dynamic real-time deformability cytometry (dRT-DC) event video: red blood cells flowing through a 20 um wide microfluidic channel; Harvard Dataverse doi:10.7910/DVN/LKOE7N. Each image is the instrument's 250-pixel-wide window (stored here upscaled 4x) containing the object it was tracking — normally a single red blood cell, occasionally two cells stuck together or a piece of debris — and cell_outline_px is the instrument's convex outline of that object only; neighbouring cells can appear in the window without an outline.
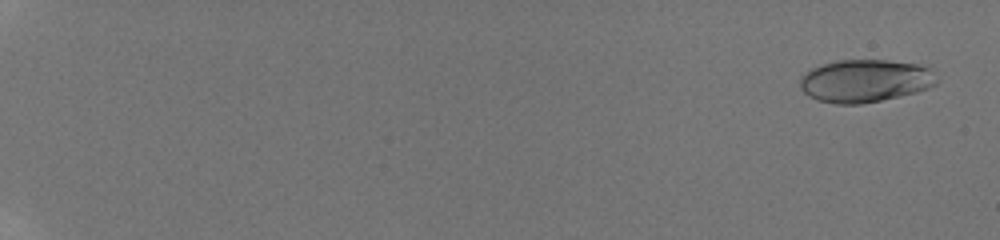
{"species": "human", "species_latin": "Homo sapiens", "temperature_condition": "room temperature", "stored_images_in_passage": 20, "camera_frame_rate_fps": 3000, "um_per_image_px": 0.085, "donor": {"sex": "male"}, "frame": {"image": 1, "passage_image": 2, "time_ms": 0.667, "image_size_px": [1000, 240], "cell_outline_px": [[940, 80], [936, 84], [928, 88], [916, 92], [900, 96], [860, 104], [836, 104], [816, 100], [808, 96], [800, 88], [800, 76], [804, 72], [820, 64], [836, 60], [888, 60], [928, 64]], "centroid_in_image_um": [73.57, 6.85], "position_along_channel_um": 11.4, "area_um2": 34.8}}
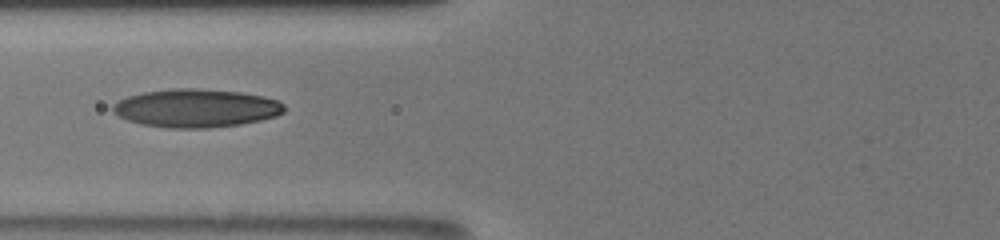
{"frame": {"image": 2, "passage_image": 17, "time_ms": 9.0, "image_size_px": [1000, 240], "cell_outline_px": [[284, 112], [276, 116], [260, 120], [240, 124], [208, 128], [168, 128], [140, 124], [128, 120], [112, 112], [112, 104], [128, 96], [144, 92], [172, 88], [196, 88], [240, 92], [264, 96], [280, 100], [284, 104]], "centroid_in_image_um": [16.68, 9.19], "position_along_channel_um": 109.1, "area_um2": 38.38}}
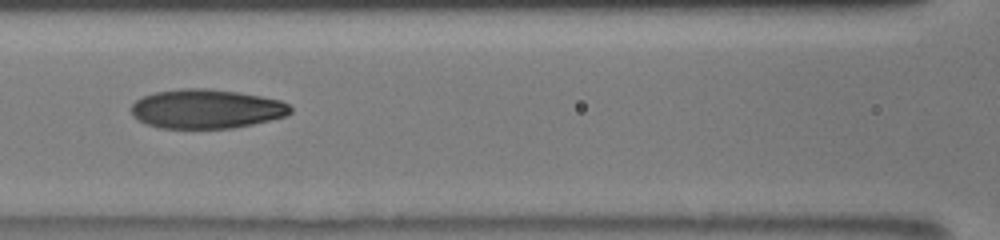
{"frame": {"image": 3, "passage_image": 19, "time_ms": 10.0, "image_size_px": [1000, 240], "cell_outline_px": [[292, 112], [288, 116], [252, 124], [232, 128], [160, 128], [148, 124], [132, 116], [132, 104], [136, 100], [144, 96], [156, 92], [180, 88], [208, 88], [236, 92], [260, 96], [280, 100], [288, 104], [292, 108]], "centroid_in_image_um": [17.56, 9.25], "position_along_channel_um": 149.0, "area_um2": 36.3}}